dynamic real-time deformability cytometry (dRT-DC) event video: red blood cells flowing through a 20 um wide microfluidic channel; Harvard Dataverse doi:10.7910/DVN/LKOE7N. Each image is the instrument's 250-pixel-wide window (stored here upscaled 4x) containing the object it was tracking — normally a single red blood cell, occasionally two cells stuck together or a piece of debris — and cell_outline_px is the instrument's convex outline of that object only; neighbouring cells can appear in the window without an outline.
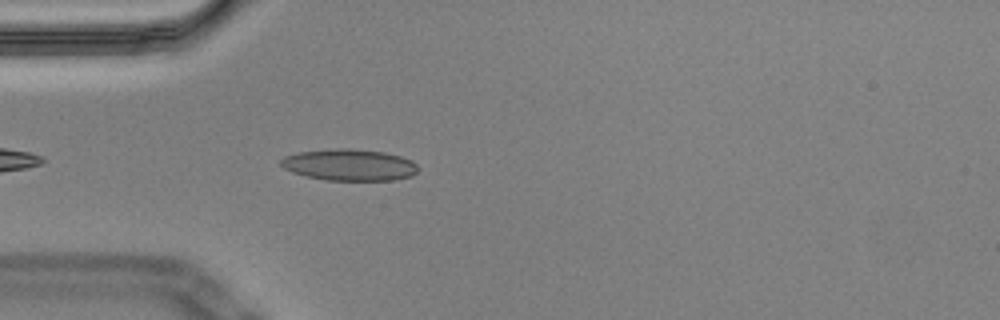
{"species": "Egyptian fruit bat (a non-hibernating species)", "species_latin": "Rousettus aegyptiacus", "temperature_condition": "cold", "stored_images_in_passage": 9, "camera_frame_rate_fps": 3000, "um_per_image_px": 0.085, "animal": {"sex": "male"}, "frame": {"image": 1, "passage_image": 4, "time_ms": 1.0, "image_size_px": [1000, 320], "cell_outline_px": [[416, 172], [412, 176], [392, 180], [324, 180], [292, 172], [284, 168], [280, 164], [280, 160], [284, 156], [300, 152], [336, 148], [352, 148], [384, 152], [400, 156], [412, 160], [416, 164]], "centroid_in_image_um": [29.69, 14.01], "position_along_channel_um": 55.3, "area_um2": 25.14}}